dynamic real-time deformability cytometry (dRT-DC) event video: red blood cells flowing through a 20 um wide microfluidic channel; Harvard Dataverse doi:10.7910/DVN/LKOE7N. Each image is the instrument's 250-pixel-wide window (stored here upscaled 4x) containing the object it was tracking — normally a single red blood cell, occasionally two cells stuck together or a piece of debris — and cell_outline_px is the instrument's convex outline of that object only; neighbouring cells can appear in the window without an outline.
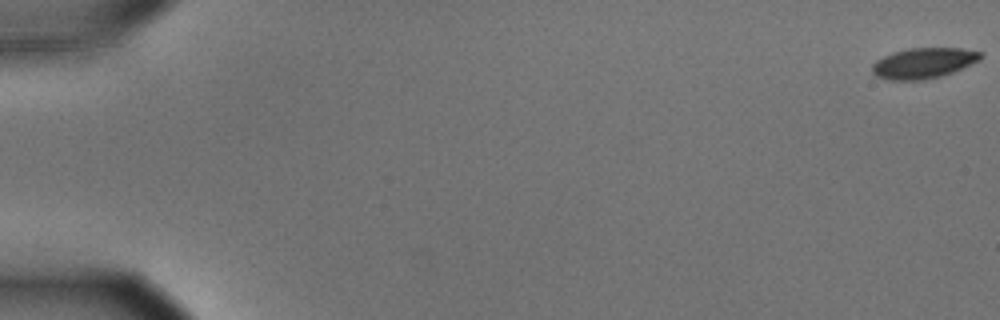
{"species": "common noctule bat (a hibernating species)", "species_latin": "Nyctalus noctula", "temperature_condition": "cold", "stored_images_in_passage": 9, "camera_frame_rate_fps": 3000, "um_per_image_px": 0.085, "animal": {"sex": "male", "body_mass_g": 15.6}, "frame": {"image": 1, "passage_image": 1, "time_ms": 0.0, "image_size_px": [1000, 320], "cell_outline_px": [[984, 56], [980, 60], [952, 72], [940, 76], [924, 80], [888, 80], [876, 76], [872, 72], [872, 64], [876, 60], [892, 52], [908, 48], [960, 48], [980, 52]], "centroid_in_image_um": [78.47, 5.36], "position_along_channel_um": 6.5, "area_um2": 19.31}}